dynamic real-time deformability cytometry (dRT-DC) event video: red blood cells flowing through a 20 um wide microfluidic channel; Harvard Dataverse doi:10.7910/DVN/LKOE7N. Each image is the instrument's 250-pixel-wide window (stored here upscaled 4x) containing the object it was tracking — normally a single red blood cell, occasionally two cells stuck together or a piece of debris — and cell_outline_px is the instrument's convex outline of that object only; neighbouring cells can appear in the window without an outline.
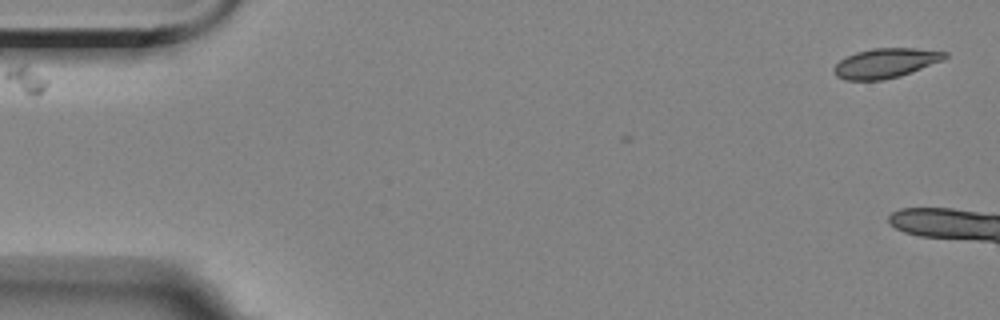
{"species": "Egyptian fruit bat (a non-hibernating species)", "species_latin": "Rousettus aegyptiacus", "temperature_condition": "room temperature", "stored_images_in_passage": 3, "camera_frame_rate_fps": 3000, "um_per_image_px": 0.085, "animal": {"sex": "female"}, "frame": {"image": 1, "passage_image": 1, "time_ms": 0.0, "image_size_px": [1000, 320], "cell_outline_px": [[948, 56], [944, 60], [912, 72], [900, 76], [884, 80], [844, 80], [836, 76], [832, 72], [832, 68], [840, 60], [856, 52], [872, 48], [916, 48], [948, 52]], "centroid_in_image_um": [75.28, 5.37], "position_along_channel_um": 9.7, "area_um2": 19.36}}